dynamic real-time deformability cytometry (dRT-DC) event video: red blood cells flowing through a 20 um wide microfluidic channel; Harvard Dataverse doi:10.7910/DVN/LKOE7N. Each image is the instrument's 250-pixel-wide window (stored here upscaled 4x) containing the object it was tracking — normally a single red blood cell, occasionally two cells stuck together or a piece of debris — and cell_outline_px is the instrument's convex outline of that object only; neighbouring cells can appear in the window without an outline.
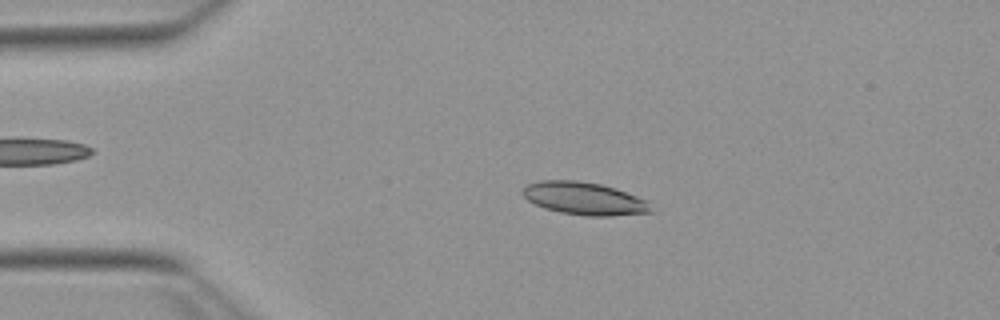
{"species": "Egyptian fruit bat (a non-hibernating species)", "species_latin": "Rousettus aegyptiacus", "temperature_condition": "warm", "stored_images_in_passage": 51, "camera_frame_rate_fps": 3000, "um_per_image_px": 0.085, "animal": {"sex": "female"}, "frame": {"image": 1, "passage_image": 10, "time_ms": 3.0, "image_size_px": [1000, 320], "cell_outline_px": [[652, 212], [612, 216], [588, 216], [560, 212], [544, 208], [528, 200], [520, 192], [528, 184], [540, 180], [576, 180], [600, 184], [616, 188], [648, 200]], "centroid_in_image_um": [49.67, 16.87], "position_along_channel_um": 35.3, "area_um2": 24.45}}
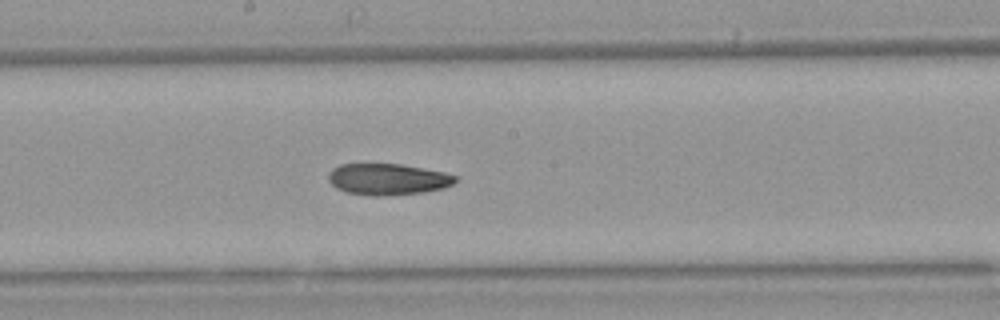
{"frame": {"image": 2, "passage_image": 27, "time_ms": 8.667, "image_size_px": [1000, 320], "cell_outline_px": [[456, 180], [452, 184], [444, 188], [424, 192], [376, 196], [372, 196], [344, 192], [336, 188], [328, 180], [328, 172], [332, 168], [340, 164], [400, 164], [444, 172], [456, 176]], "centroid_in_image_um": [32.91, 15.23], "position_along_channel_um": 215.3, "area_um2": 23.18}}
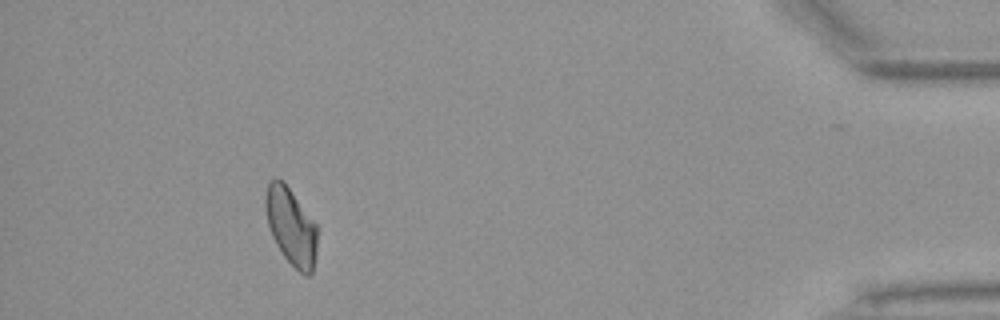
{"frame": {"image": 3, "passage_image": 47, "time_ms": 15.333, "image_size_px": [1000, 320], "cell_outline_px": [[316, 252], [312, 272], [308, 276], [304, 276], [284, 256], [276, 244], [272, 236], [268, 224], [264, 204], [264, 196], [268, 184], [276, 176], [288, 188], [316, 224]], "centroid_in_image_um": [24.72, 19.26], "position_along_channel_um": 410.5, "area_um2": 22.77}, "authors_computed_cell_mechanics": {"area_um2": 23.6402, "velocity_mm_per_s": 3.8531, "shape_relaxation_time_tau1_ms": null, "shape_relaxation_time_tau2_ms": 10.9909, "deformation_change_tau1": null, "deformation_change_tau2": 0.1621}}